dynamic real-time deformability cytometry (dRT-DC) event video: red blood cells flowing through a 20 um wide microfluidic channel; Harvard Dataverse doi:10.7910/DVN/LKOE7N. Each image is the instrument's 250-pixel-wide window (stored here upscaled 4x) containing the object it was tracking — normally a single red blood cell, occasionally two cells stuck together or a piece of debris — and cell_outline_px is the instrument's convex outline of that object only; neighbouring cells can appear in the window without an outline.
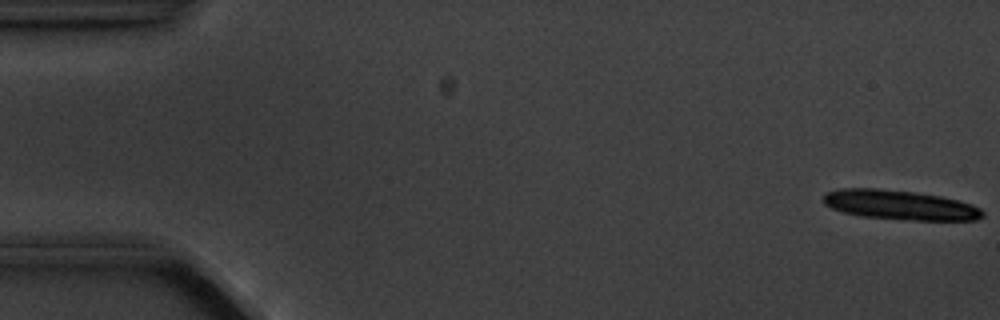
{"species": "common noctule bat (a hibernating species)", "species_latin": "Nyctalus noctula", "temperature_condition": "cold", "stored_images_in_passage": 15, "camera_frame_rate_fps": 3000, "um_per_image_px": 0.085, "animal": {"sex": "male", "body_mass_g": 20.1, "forearm_length_mm": 53.5}, "frame": {"image": 1, "passage_image": 1, "time_ms": 0.0, "image_size_px": [1000, 320], "cell_outline_px": [[984, 216], [976, 220], [916, 220], [860, 216], [844, 212], [832, 208], [824, 204], [824, 192], [840, 188], [880, 188], [916, 192], [940, 196], [960, 200], [972, 204], [980, 208], [984, 212]], "centroid_in_image_um": [76.5, 17.41], "position_along_channel_um": 8.5, "area_um2": 27.57}, "authors_computed_cell_mechanics": {"area_um2": 17.629, "velocity_mm_per_s": 3.5523, "shape_relaxation_time_tau1_ms": 1.6545, "shape_relaxation_time_tau2_ms": null, "deformation_change_tau1": 0.0955, "deformation_change_tau2": null}}